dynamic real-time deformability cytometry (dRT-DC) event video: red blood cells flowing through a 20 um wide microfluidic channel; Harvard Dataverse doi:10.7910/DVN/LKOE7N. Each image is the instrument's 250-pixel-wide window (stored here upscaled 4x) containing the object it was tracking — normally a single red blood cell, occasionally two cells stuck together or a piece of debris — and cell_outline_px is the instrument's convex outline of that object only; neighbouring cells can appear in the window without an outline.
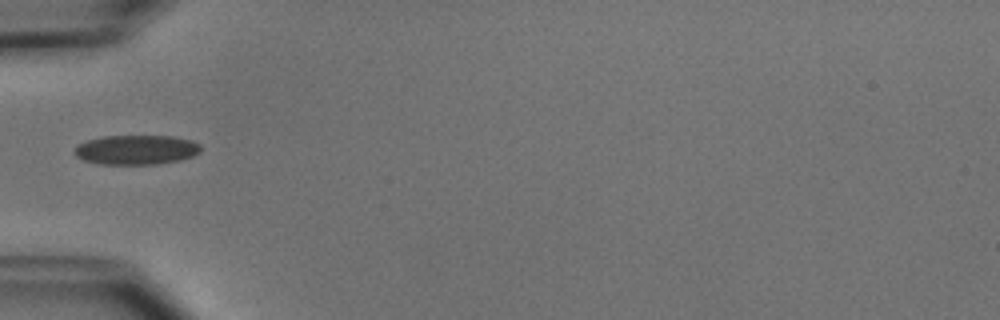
{"species": "common noctule bat (a hibernating species)", "species_latin": "Nyctalus noctula", "temperature_condition": "cold", "stored_images_in_passage": 35, "camera_frame_rate_fps": 3000, "um_per_image_px": 0.085, "animal": {"sex": "male", "body_mass_g": 15.6}, "frame": {"image": 1, "passage_image": 1, "time_ms": 0.0, "image_size_px": [1000, 320], "cell_outline_px": [[200, 152], [192, 156], [180, 160], [156, 164], [100, 164], [84, 160], [76, 156], [72, 152], [76, 144], [88, 140], [104, 136], [172, 136], [192, 140], [200, 144]], "centroid_in_image_um": [11.56, 12.73], "position_along_channel_um": 73.4, "area_um2": 21.85}}
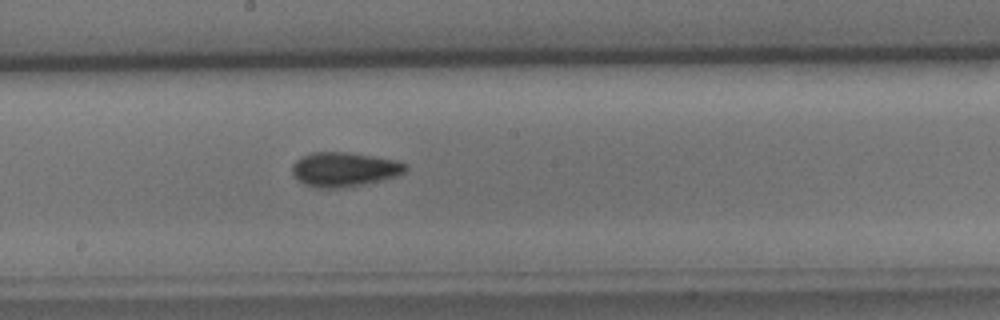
{"frame": {"image": 2, "passage_image": 12, "time_ms": 3.667, "image_size_px": [1000, 320], "cell_outline_px": [[408, 168], [404, 172], [396, 176], [364, 184], [340, 188], [324, 188], [304, 184], [292, 176], [292, 164], [296, 160], [312, 152], [348, 152], [396, 160], [408, 164]], "centroid_in_image_um": [29.25, 14.39], "position_along_channel_um": 218.9, "area_um2": 22.66}}
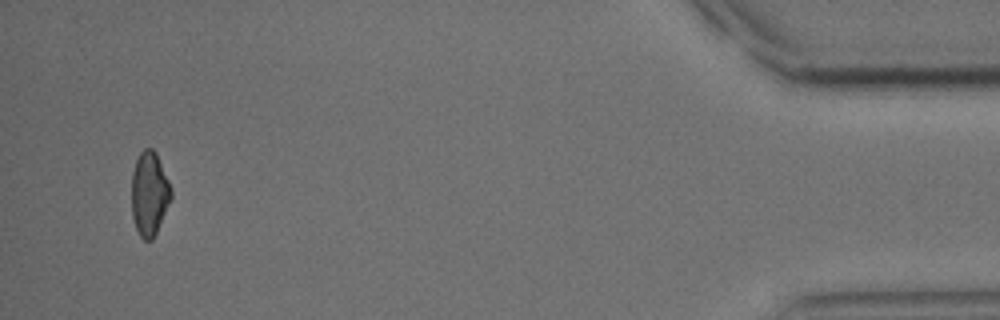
{"frame": {"image": 3, "passage_image": 33, "time_ms": 10.667, "image_size_px": [1000, 320], "cell_outline_px": [[172, 196], [156, 232], [152, 240], [144, 240], [140, 236], [136, 228], [132, 216], [132, 172], [136, 160], [140, 152], [144, 148], [152, 148], [156, 152], [172, 188]], "centroid_in_image_um": [12.69, 16.43], "position_along_channel_um": 422.5, "area_um2": 19.25}, "authors_computed_cell_mechanics": {"area_um2": 20.6924, "velocity_mm_per_s": 3.9398, "shape_relaxation_time_tau1_ms": 6.2152, "shape_relaxation_time_tau2_ms": 7.2294, "deformation_change_tau1": 0.133, "deformation_change_tau2": 0.1317}}